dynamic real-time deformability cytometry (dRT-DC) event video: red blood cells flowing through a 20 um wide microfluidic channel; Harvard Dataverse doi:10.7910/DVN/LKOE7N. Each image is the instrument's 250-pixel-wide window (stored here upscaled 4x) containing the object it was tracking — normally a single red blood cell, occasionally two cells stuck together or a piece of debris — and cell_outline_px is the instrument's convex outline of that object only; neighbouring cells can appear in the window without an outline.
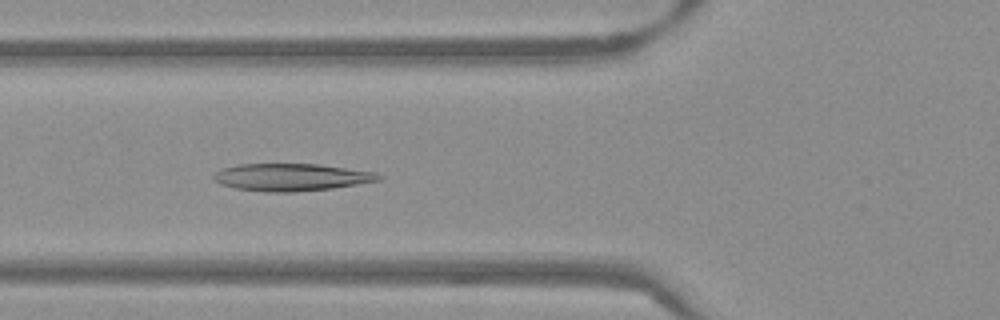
{"species": "Egyptian fruit bat (a non-hibernating species)", "species_latin": "Rousettus aegyptiacus", "temperature_condition": "warm", "stored_images_in_passage": 52, "camera_frame_rate_fps": 3000, "um_per_image_px": 0.085, "frame": {"image": 1, "passage_image": 19, "time_ms": 6.0, "image_size_px": [1000, 320], "cell_outline_px": [[380, 180], [332, 188], [292, 192], [268, 192], [236, 188], [220, 184], [212, 180], [212, 176], [220, 168], [236, 164], [320, 164], [376, 172], [380, 176]], "centroid_in_image_um": [24.7, 15.05], "position_along_channel_um": 101.1, "area_um2": 26.3}}
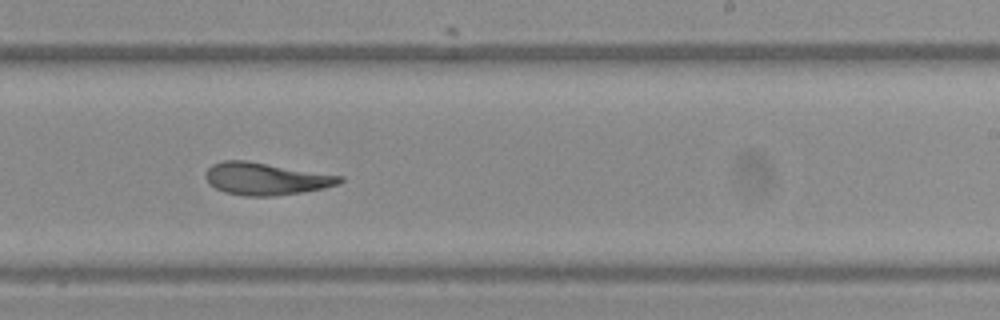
{"frame": {"image": 2, "passage_image": 32, "time_ms": 10.333, "image_size_px": [1000, 320], "cell_outline_px": [[344, 180], [340, 184], [324, 188], [304, 192], [272, 196], [244, 196], [224, 192], [208, 184], [204, 176], [208, 168], [212, 164], [224, 160], [248, 160], [344, 176]], "centroid_in_image_um": [22.6, 15.19], "position_along_channel_um": 266.4, "area_um2": 25.61}}
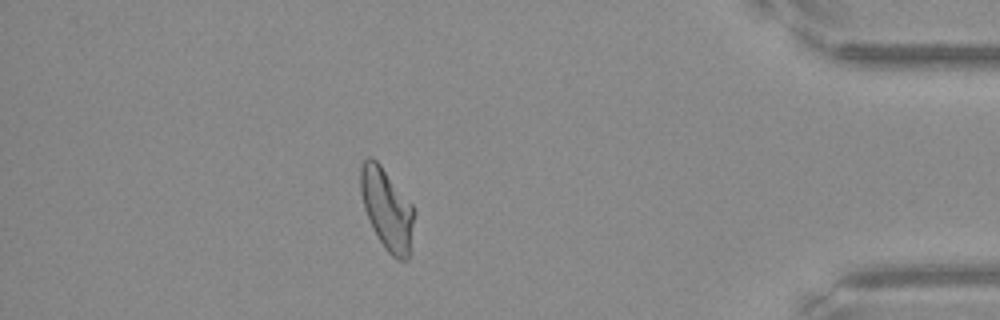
{"frame": {"image": 3, "passage_image": 46, "time_ms": 15.0, "image_size_px": [1000, 320], "cell_outline_px": [[416, 212], [408, 260], [396, 260], [384, 248], [364, 208], [360, 192], [360, 168], [364, 160], [368, 156], [372, 156], [380, 164], [416, 208]], "centroid_in_image_um": [32.92, 17.76], "position_along_channel_um": 402.3, "area_um2": 25.49}, "authors_computed_cell_mechanics": {"area_um2": 26.0967, "velocity_mm_per_s": 3.8041, "shape_relaxation_time_tau1_ms": 6.52, "shape_relaxation_time_tau2_ms": 2.2596, "deformation_change_tau1": 0.2146, "deformation_change_tau2": 0.0999}}